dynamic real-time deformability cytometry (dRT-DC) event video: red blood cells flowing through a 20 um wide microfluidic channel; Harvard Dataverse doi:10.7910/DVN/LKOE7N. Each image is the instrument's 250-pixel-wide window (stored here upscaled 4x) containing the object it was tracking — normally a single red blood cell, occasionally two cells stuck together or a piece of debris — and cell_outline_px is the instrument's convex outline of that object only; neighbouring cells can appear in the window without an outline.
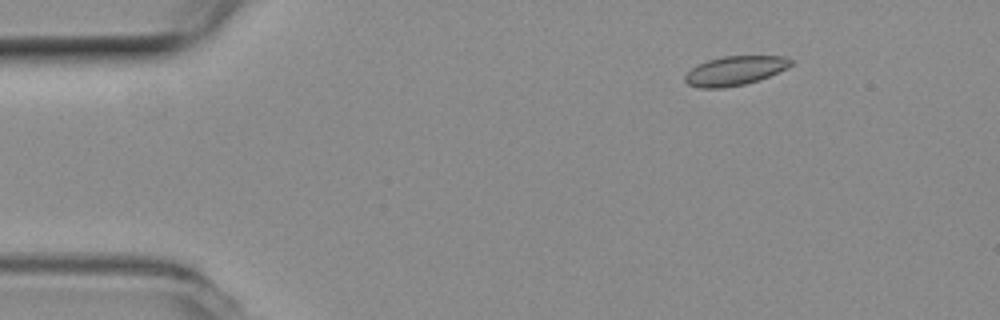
{"species": "common noctule bat (a hibernating species)", "species_latin": "Nyctalus noctula", "temperature_condition": "room temperature", "stored_images_in_passage": 52, "camera_frame_rate_fps": 3000, "um_per_image_px": 0.085, "animal": {"sex": "female", "body_mass_g": 19.3, "forearm_length_mm": 54.1}, "frame": {"image": 1, "passage_image": 4, "time_ms": 1.0, "image_size_px": [1000, 320], "cell_outline_px": [[792, 64], [760, 80], [744, 84], [724, 88], [700, 88], [688, 84], [684, 80], [684, 76], [696, 64], [708, 60], [724, 56], [784, 56], [792, 60]], "centroid_in_image_um": [62.42, 6.01], "position_along_channel_um": 22.6, "area_um2": 17.86}}
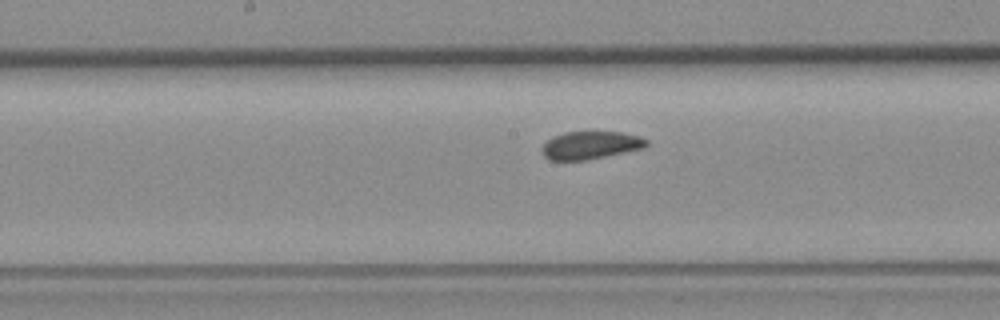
{"frame": {"image": 2, "passage_image": 24, "time_ms": 7.667, "image_size_px": [1000, 320], "cell_outline_px": [[648, 144], [644, 148], [584, 160], [548, 160], [544, 156], [540, 148], [552, 136], [564, 132], [620, 132], [640, 136], [648, 140]], "centroid_in_image_um": [50.17, 12.34], "position_along_channel_um": 198.0, "area_um2": 16.88}}
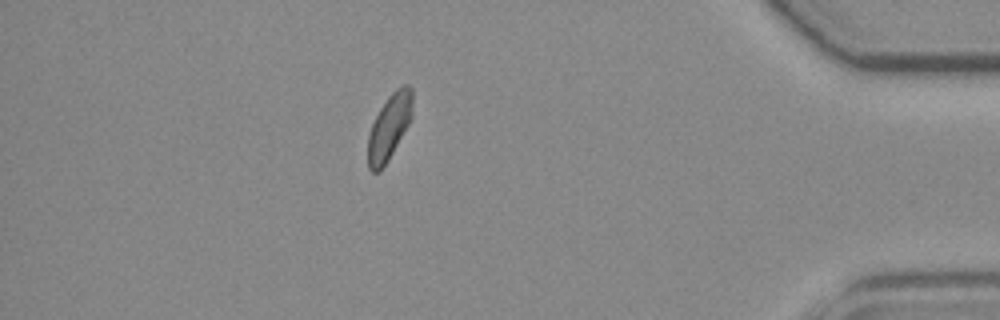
{"frame": {"image": 3, "passage_image": 44, "time_ms": 14.333, "image_size_px": [1000, 320], "cell_outline_px": [[412, 116], [408, 124], [388, 160], [380, 172], [372, 172], [368, 168], [368, 136], [372, 124], [380, 108], [388, 96], [396, 88], [404, 84], [408, 84], [412, 88]], "centroid_in_image_um": [33.08, 10.78], "position_along_channel_um": 402.1, "area_um2": 16.88}, "authors_computed_cell_mechanics": {"area_um2": 17.6579, "velocity_mm_per_s": 3.77, "shape_relaxation_time_tau1_ms": 8.3892, "shape_relaxation_time_tau2_ms": 1.5169, "deformation_change_tau1": 0.0922, "deformation_change_tau2": 0.0637}}